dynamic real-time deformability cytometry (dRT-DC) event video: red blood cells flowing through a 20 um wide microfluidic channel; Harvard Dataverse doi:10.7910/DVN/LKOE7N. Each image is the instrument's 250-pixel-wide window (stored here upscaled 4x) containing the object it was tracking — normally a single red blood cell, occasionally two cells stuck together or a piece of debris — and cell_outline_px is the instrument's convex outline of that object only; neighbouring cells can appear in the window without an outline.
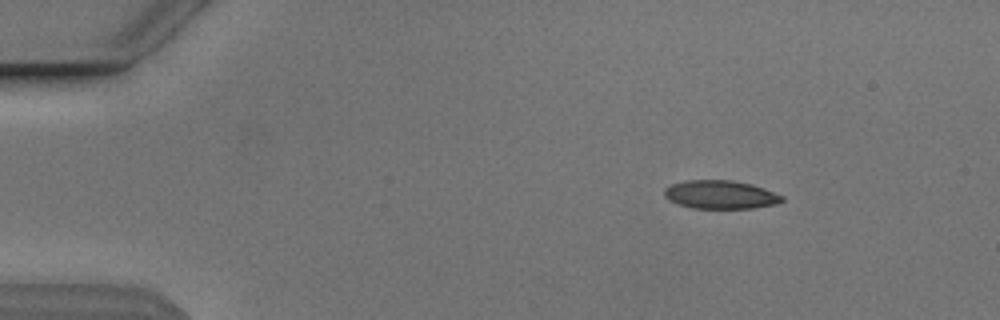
{"species": "Egyptian fruit bat (a non-hibernating species)", "species_latin": "Rousettus aegyptiacus", "temperature_condition": "cold", "stored_images_in_passage": 47, "camera_frame_rate_fps": 3000, "um_per_image_px": 0.085, "animal": {"sex": "male"}, "frame": {"image": 1, "passage_image": 1, "time_ms": 0.0, "image_size_px": [1000, 320], "cell_outline_px": [[784, 200], [776, 204], [752, 208], [692, 208], [668, 200], [664, 196], [664, 188], [672, 184], [688, 180], [732, 180], [752, 184], [764, 188], [784, 196]], "centroid_in_image_um": [61.25, 16.54], "position_along_channel_um": 23.8, "area_um2": 19.48}}
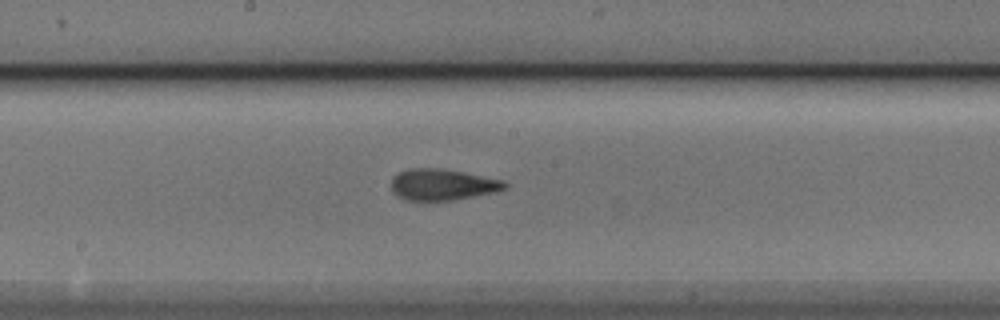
{"frame": {"image": 2, "passage_image": 22, "time_ms": 7.0, "image_size_px": [1000, 320], "cell_outline_px": [[508, 188], [496, 192], [452, 200], [408, 200], [400, 196], [392, 188], [392, 180], [400, 172], [412, 168], [440, 168], [504, 180], [508, 184]], "centroid_in_image_um": [37.69, 15.69], "position_along_channel_um": 210.5, "area_um2": 20.29}}
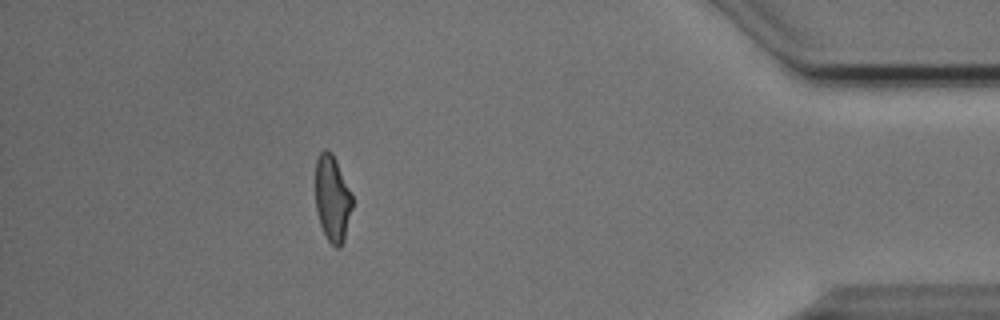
{"frame": {"image": 3, "passage_image": 41, "time_ms": 13.333, "image_size_px": [1000, 320], "cell_outline_px": [[352, 208], [344, 240], [340, 248], [336, 248], [328, 240], [320, 224], [316, 212], [316, 160], [320, 152], [324, 148], [328, 148], [332, 152], [336, 160], [352, 196]], "centroid_in_image_um": [28.24, 16.86], "position_along_channel_um": 407.0, "area_um2": 18.44}, "authors_computed_cell_mechanics": {"area_um2": 20.23, "velocity_mm_per_s": 3.8556, "shape_relaxation_time_tau1_ms": 7.945, "shape_relaxation_time_tau2_ms": 1.9189, "deformation_change_tau1": 0.1932, "deformation_change_tau2": 0.0725}}